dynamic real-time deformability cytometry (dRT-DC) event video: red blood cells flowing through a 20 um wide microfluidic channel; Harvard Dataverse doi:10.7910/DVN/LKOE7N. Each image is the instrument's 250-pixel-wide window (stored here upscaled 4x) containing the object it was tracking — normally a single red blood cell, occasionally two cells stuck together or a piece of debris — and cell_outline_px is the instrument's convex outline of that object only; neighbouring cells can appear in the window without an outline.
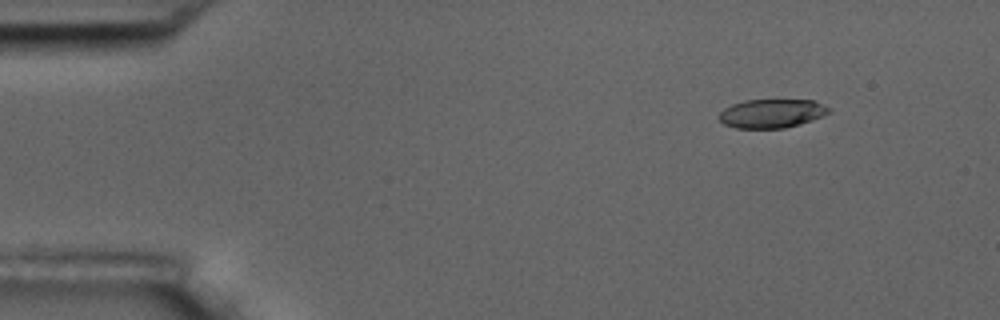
{"species": "common noctule bat (a hibernating species)", "species_latin": "Nyctalus noctula", "temperature_condition": "room temperature", "stored_images_in_passage": 5, "camera_frame_rate_fps": 3000, "um_per_image_px": 0.085, "animal": {"sex": "male", "body_mass_g": 17.5, "forearm_length_mm": 52.3}, "frame": {"image": 1, "passage_image": 2, "time_ms": 2.0, "image_size_px": [1000, 320], "cell_outline_px": [[832, 112], [824, 116], [800, 124], [784, 128], [736, 128], [724, 124], [716, 116], [724, 108], [732, 104], [744, 100], [812, 100], [832, 108]], "centroid_in_image_um": [65.61, 9.64], "position_along_channel_um": 19.4, "area_um2": 18.61}}
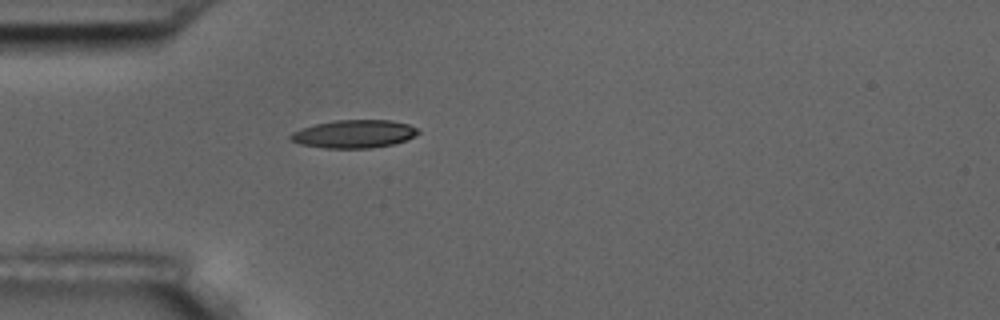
{"frame": {"image": 2, "passage_image": 5, "time_ms": 5.333, "image_size_px": [1000, 320], "cell_outline_px": [[420, 132], [416, 136], [392, 144], [372, 148], [324, 148], [300, 144], [288, 140], [288, 136], [292, 132], [300, 128], [316, 124], [336, 120], [392, 120], [408, 124], [416, 128]], "centroid_in_image_um": [30.06, 11.38], "position_along_channel_um": 54.9, "area_um2": 20.92}}